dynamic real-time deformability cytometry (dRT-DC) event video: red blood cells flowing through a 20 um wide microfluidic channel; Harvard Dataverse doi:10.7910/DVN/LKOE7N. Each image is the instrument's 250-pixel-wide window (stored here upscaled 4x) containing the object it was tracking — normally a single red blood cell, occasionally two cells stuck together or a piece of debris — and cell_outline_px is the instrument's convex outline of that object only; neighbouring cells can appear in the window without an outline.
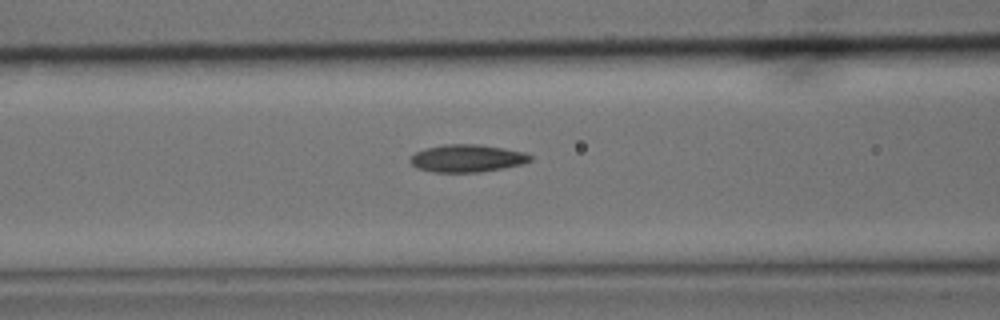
{"species": "common noctule bat (a hibernating species)", "species_latin": "Nyctalus noctula", "temperature_condition": "cold", "stored_images_in_passage": 6, "camera_frame_rate_fps": 3000, "um_per_image_px": 0.085, "animal": {"sex": "male", "body_mass_g": 15.6}, "frame": {"image": 1, "passage_image": 6, "time_ms": 1.667, "image_size_px": [1000, 320], "cell_outline_px": [[532, 160], [524, 164], [504, 168], [480, 172], [432, 172], [416, 168], [408, 160], [416, 152], [424, 148], [444, 144], [480, 144], [504, 148], [524, 152], [532, 156]], "centroid_in_image_um": [39.71, 13.45], "position_along_channel_um": 126.9, "area_um2": 19.48}}